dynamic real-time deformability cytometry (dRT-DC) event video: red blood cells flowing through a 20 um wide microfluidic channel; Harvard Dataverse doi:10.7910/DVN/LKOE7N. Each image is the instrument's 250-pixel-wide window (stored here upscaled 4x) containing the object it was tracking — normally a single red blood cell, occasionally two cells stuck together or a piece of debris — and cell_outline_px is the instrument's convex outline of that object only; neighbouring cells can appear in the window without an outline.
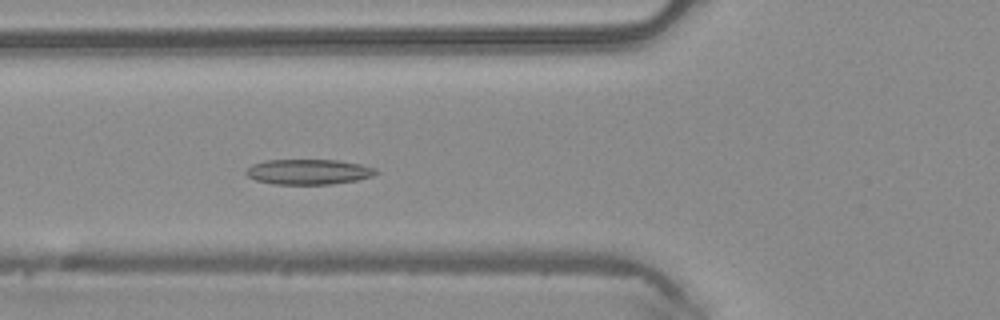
{"species": "common noctule bat (a hibernating species)", "species_latin": "Nyctalus noctula", "temperature_condition": "warm", "stored_images_in_passage": 4, "camera_frame_rate_fps": 3000, "um_per_image_px": 0.085, "animal": {"sex": "male", "body_mass_g": 20.4}, "frame": {"image": 1, "passage_image": 4, "time_ms": 1.0, "image_size_px": [1000, 320], "cell_outline_px": [[380, 172], [372, 176], [356, 180], [332, 184], [272, 184], [256, 180], [248, 176], [244, 172], [252, 164], [264, 160], [336, 160], [360, 164], [376, 168]], "centroid_in_image_um": [26.22, 14.6], "position_along_channel_um": 99.6, "area_um2": 19.13}}